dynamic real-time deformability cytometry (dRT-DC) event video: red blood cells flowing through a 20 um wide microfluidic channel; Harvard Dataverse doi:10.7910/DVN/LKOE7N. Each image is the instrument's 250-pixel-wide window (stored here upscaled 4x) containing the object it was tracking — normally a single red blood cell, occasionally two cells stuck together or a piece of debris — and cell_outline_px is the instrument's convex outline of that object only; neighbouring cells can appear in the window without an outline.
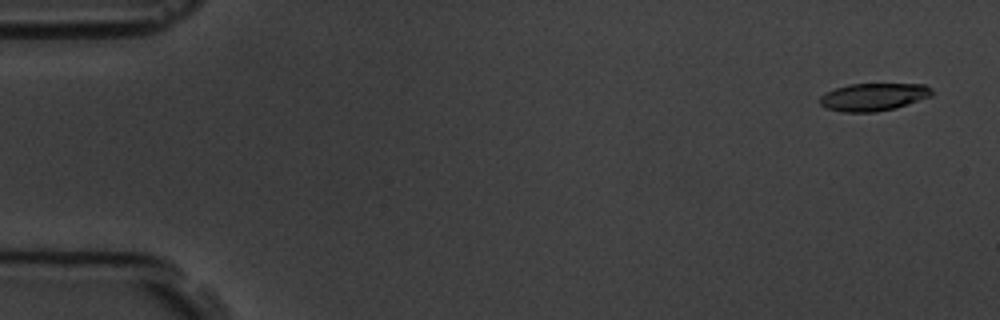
{"species": "common noctule bat (a hibernating species)", "species_latin": "Nyctalus noctula", "temperature_condition": "room temperature", "stored_images_in_passage": 4, "camera_frame_rate_fps": 3000, "um_per_image_px": 0.085, "animal": {"sex": "male", "body_mass_g": 19.5, "forearm_length_mm": 54.6}, "frame": {"image": 1, "passage_image": 1, "time_ms": 0.0, "image_size_px": [1000, 320], "cell_outline_px": [[932, 96], [896, 108], [876, 112], [844, 112], [824, 108], [820, 104], [820, 96], [824, 92], [848, 84], [924, 84], [932, 88]], "centroid_in_image_um": [74.23, 8.24], "position_along_channel_um": 10.8, "area_um2": 18.21}}
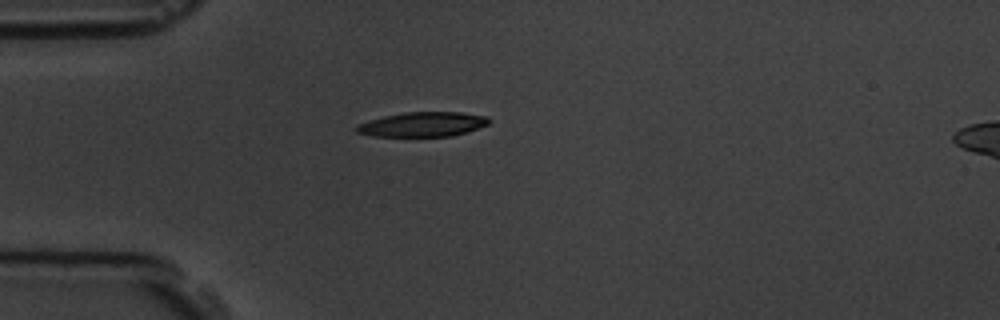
{"frame": {"image": 2, "passage_image": 4, "time_ms": 4.333, "image_size_px": [1000, 320], "cell_outline_px": [[488, 124], [452, 136], [372, 136], [356, 132], [356, 128], [360, 124], [384, 116], [404, 112], [460, 112], [488, 116]], "centroid_in_image_um": [35.93, 10.56], "position_along_channel_um": 49.1, "area_um2": 18.61}}